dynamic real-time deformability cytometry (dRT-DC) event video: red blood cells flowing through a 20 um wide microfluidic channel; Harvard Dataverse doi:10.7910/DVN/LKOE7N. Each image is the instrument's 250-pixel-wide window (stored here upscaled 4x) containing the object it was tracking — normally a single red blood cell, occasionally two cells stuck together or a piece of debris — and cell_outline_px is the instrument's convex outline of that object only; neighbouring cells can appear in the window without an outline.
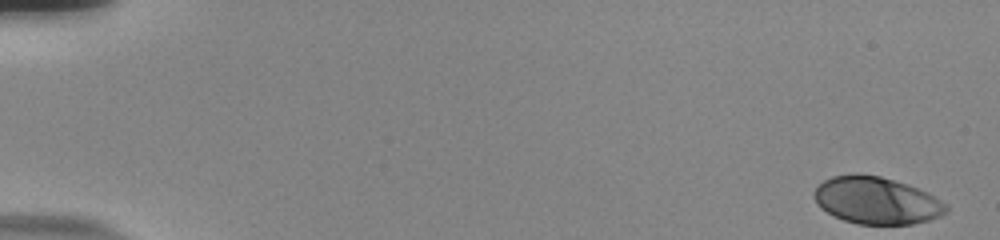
{"species": "human", "species_latin": "Homo sapiens", "temperature_condition": "room temperature", "stored_images_in_passage": 56, "camera_frame_rate_fps": 3000, "um_per_image_px": 0.085, "donor": {"sex": "male"}, "frame": {"image": 1, "passage_image": 1, "time_ms": 0.0, "image_size_px": [1000, 240], "cell_outline_px": [[948, 212], [940, 216], [928, 220], [912, 224], [856, 224], [832, 216], [820, 208], [816, 204], [812, 196], [816, 188], [824, 180], [832, 176], [856, 172], [880, 176], [908, 184], [928, 192], [948, 204]], "centroid_in_image_um": [74.49, 17.03], "position_along_channel_um": 10.5, "area_um2": 36.82}}
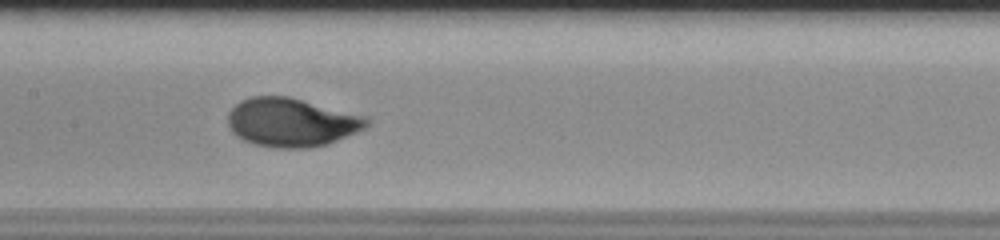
{"frame": {"image": 2, "passage_image": 29, "time_ms": 9.333, "image_size_px": [1000, 240], "cell_outline_px": [[372, 120], [364, 128], [356, 132], [328, 144], [308, 148], [276, 148], [256, 144], [244, 140], [236, 136], [228, 128], [228, 112], [240, 100], [252, 96], [288, 96], [368, 116]], "centroid_in_image_um": [24.78, 10.39], "position_along_channel_um": 182.6, "area_um2": 39.59}}
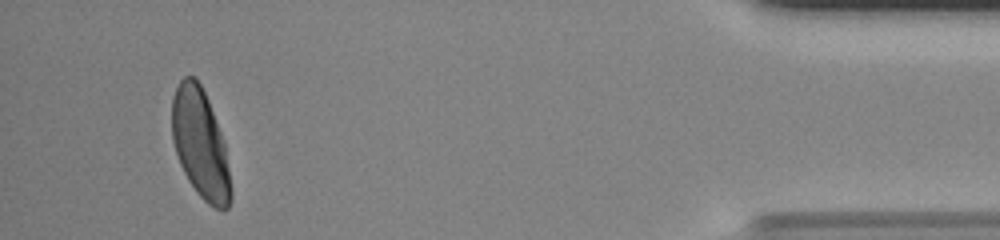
{"frame": {"image": 3, "passage_image": 53, "time_ms": 17.333, "image_size_px": [1000, 240], "cell_outline_px": [[232, 200], [228, 208], [216, 208], [208, 204], [196, 192], [188, 180], [180, 164], [172, 140], [172, 96], [180, 80], [184, 76], [196, 76], [208, 100], [220, 132], [224, 144], [232, 192]], "centroid_in_image_um": [17.01, 12.22], "position_along_channel_um": 418.2, "area_um2": 37.17}, "authors_computed_cell_mechanics": {"area_um2": 37.1365, "velocity_mm_per_s": 3.6961, "shape_relaxation_time_tau1_ms": 2.8783, "shape_relaxation_time_tau2_ms": null, "deformation_change_tau1": 0.1768, "deformation_change_tau2": null}}